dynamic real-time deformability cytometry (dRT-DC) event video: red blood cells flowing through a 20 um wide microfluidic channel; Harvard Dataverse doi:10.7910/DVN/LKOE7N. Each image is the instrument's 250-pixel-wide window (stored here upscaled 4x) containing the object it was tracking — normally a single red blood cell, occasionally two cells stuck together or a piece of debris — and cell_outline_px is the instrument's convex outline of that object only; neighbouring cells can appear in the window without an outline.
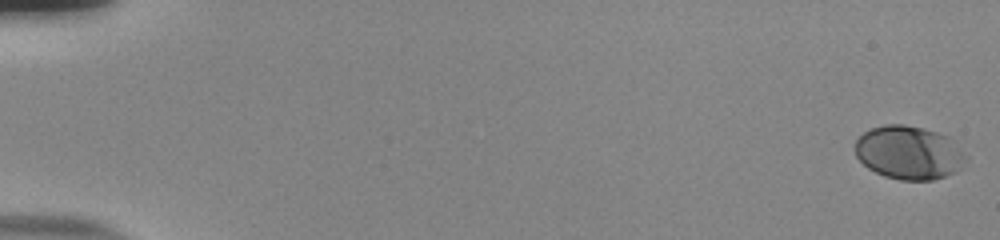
{"species": "human", "species_latin": "Homo sapiens", "temperature_condition": "room temperature", "stored_images_in_passage": 55, "camera_frame_rate_fps": 3000, "um_per_image_px": 0.085, "donor": {"sex": "male"}, "frame": {"image": 1, "passage_image": 1, "time_ms": 0.0, "image_size_px": [1000, 240], "cell_outline_px": [[968, 156], [956, 172], [932, 180], [900, 180], [884, 176], [868, 168], [856, 156], [856, 140], [864, 132], [872, 128], [884, 124], [904, 124], [924, 128], [948, 136]], "centroid_in_image_um": [77.25, 12.97], "position_along_channel_um": 7.7, "area_um2": 34.45}}
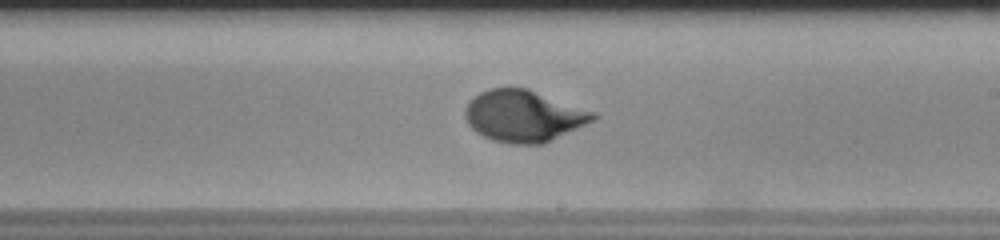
{"frame": {"image": 2, "passage_image": 34, "time_ms": 11.0, "image_size_px": [1000, 240], "cell_outline_px": [[600, 116], [544, 144], [512, 144], [492, 140], [476, 132], [468, 124], [464, 116], [464, 108], [468, 100], [480, 92], [488, 88], [528, 88], [596, 112]], "centroid_in_image_um": [44.47, 9.84], "position_along_channel_um": 244.5, "area_um2": 38.61}}
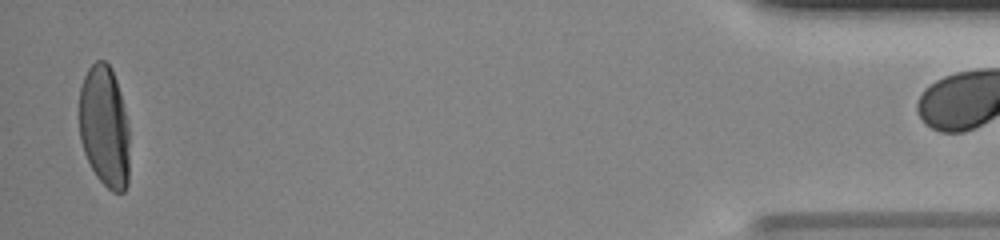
{"frame": {"image": 3, "passage_image": 54, "time_ms": 17.667, "image_size_px": [1000, 240], "cell_outline_px": [[128, 184], [124, 192], [112, 192], [96, 176], [84, 152], [80, 140], [80, 88], [84, 76], [88, 68], [96, 60], [104, 60], [112, 68], [120, 92], [128, 124]], "centroid_in_image_um": [8.88, 10.75], "position_along_channel_um": 426.3, "area_um2": 35.6}}